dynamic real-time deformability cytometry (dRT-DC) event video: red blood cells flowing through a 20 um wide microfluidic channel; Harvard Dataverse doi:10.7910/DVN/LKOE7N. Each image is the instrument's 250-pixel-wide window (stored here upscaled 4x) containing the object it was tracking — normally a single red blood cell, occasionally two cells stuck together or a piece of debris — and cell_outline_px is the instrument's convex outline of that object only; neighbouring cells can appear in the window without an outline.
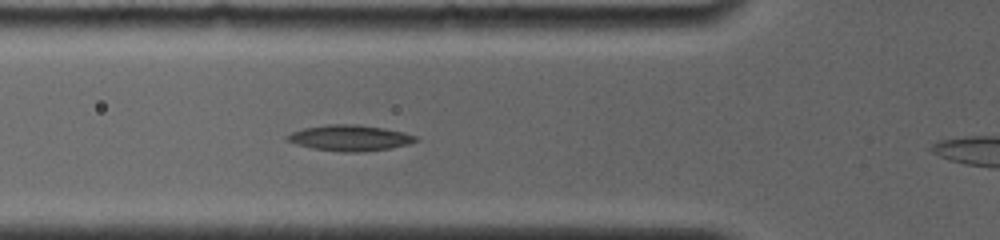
{"species": "common noctule bat (a hibernating species)", "species_latin": "Nyctalus noctula", "temperature_condition": "room temperature", "stored_images_in_passage": 6, "camera_frame_rate_fps": 4000, "um_per_image_px": 0.085, "animal": {"sex": "female", "body_mass_g": 19.0, "forearm_length_mm": 56.7}, "frame": {"image": 1, "passage_image": 6, "time_ms": 3.5, "image_size_px": [1000, 240], "cell_outline_px": [[420, 140], [408, 144], [392, 148], [356, 152], [340, 152], [312, 148], [296, 144], [284, 140], [284, 136], [292, 132], [304, 128], [328, 124], [356, 124], [384, 128], [404, 132], [416, 136]], "centroid_in_image_um": [29.72, 11.72], "position_along_channel_um": 96.1, "area_um2": 19.48}}